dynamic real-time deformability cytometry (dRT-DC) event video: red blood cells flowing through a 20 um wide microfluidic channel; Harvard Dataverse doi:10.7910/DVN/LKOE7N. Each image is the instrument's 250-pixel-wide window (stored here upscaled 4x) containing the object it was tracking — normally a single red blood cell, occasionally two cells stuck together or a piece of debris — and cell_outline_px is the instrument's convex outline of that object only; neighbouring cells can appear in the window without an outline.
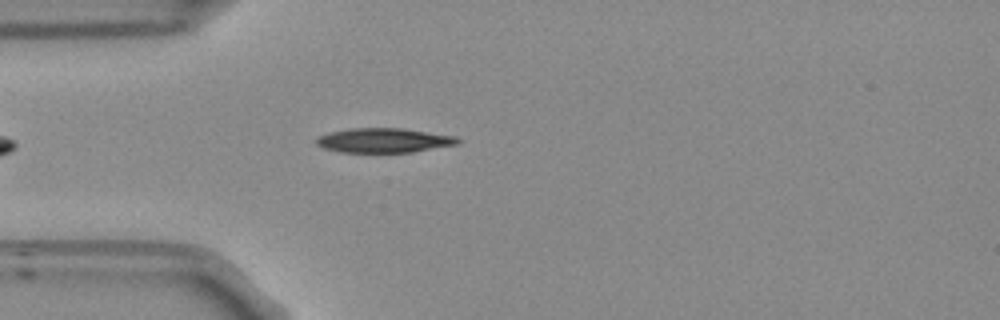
{"species": "Egyptian fruit bat (a non-hibernating species)", "species_latin": "Rousettus aegyptiacus", "temperature_condition": "room temperature", "stored_images_in_passage": 39, "camera_frame_rate_fps": 3000, "um_per_image_px": 0.085, "frame": {"image": 1, "passage_image": 1, "time_ms": 0.0, "image_size_px": [1000, 320], "cell_outline_px": [[460, 140], [456, 144], [412, 152], [340, 152], [324, 148], [316, 144], [316, 140], [320, 136], [332, 132], [352, 128], [400, 128], [456, 136]], "centroid_in_image_um": [32.62, 11.93], "position_along_channel_um": 52.4, "area_um2": 19.83}}
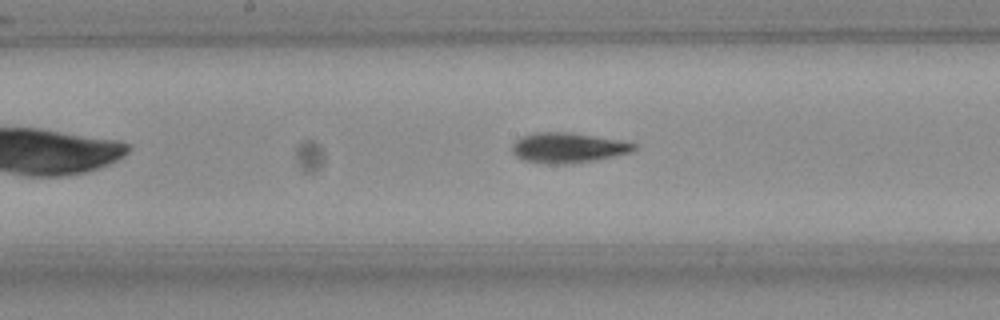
{"frame": {"image": 2, "passage_image": 13, "time_ms": 4.0, "image_size_px": [1000, 320], "cell_outline_px": [[636, 148], [628, 152], [612, 156], [592, 160], [556, 164], [548, 164], [524, 160], [516, 156], [512, 152], [512, 144], [520, 136], [536, 132], [568, 132], [616, 140], [636, 144]], "centroid_in_image_um": [48.17, 12.55], "position_along_channel_um": 200.0, "area_um2": 20.81}}
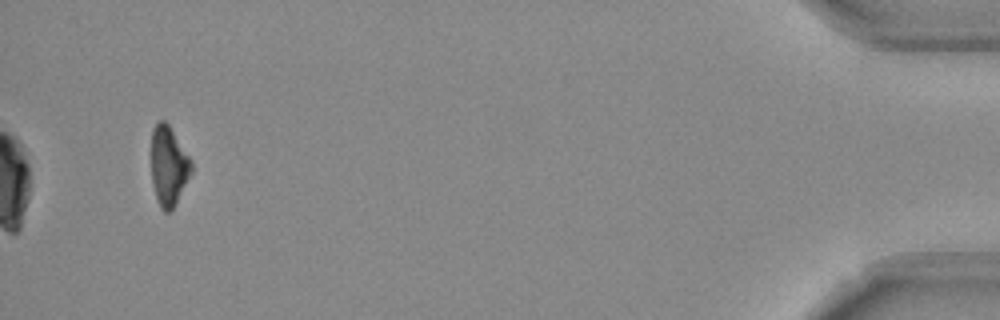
{"frame": {"image": 3, "passage_image": 37, "time_ms": 12.0, "image_size_px": [1000, 320], "cell_outline_px": [[192, 172], [172, 208], [168, 212], [164, 212], [160, 208], [156, 200], [152, 184], [152, 128], [156, 120], [164, 120], [168, 124], [192, 160]], "centroid_in_image_um": [14.31, 14.08], "position_along_channel_um": 420.9, "area_um2": 18.5}, "authors_computed_cell_mechanics": {"area_um2": 19.941, "velocity_mm_per_s": 3.8236, "shape_relaxation_time_tau1_ms": 4.3043, "shape_relaxation_time_tau2_ms": 5.5237, "deformation_change_tau1": 0.1845, "deformation_change_tau2": 0.1363}}